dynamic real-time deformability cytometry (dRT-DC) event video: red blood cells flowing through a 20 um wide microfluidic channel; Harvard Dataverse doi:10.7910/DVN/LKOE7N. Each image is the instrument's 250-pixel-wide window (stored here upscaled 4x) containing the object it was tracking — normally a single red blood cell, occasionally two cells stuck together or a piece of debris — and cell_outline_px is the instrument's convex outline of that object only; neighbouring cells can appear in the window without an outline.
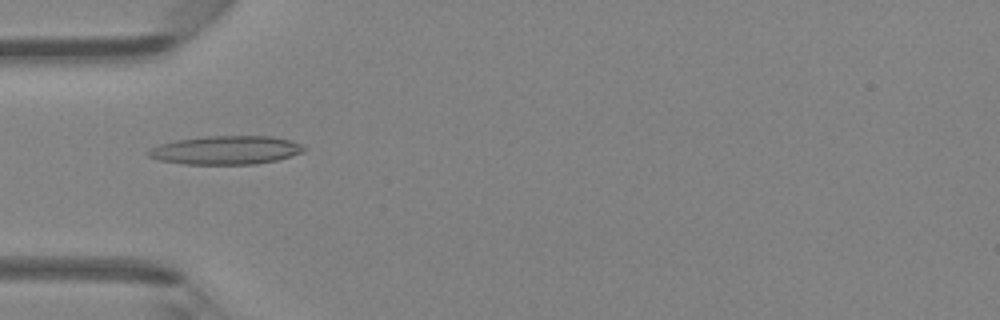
{"species": "Egyptian fruit bat (a non-hibernating species)", "species_latin": "Rousettus aegyptiacus", "temperature_condition": "room temperature", "stored_images_in_passage": 47, "camera_frame_rate_fps": 3000, "um_per_image_px": 0.085, "animal": {"sex": "female"}, "frame": {"image": 1, "passage_image": 15, "time_ms": 4.667, "image_size_px": [1000, 320], "cell_outline_px": [[304, 152], [276, 160], [256, 164], [184, 164], [160, 160], [148, 156], [144, 152], [148, 148], [160, 144], [176, 140], [204, 136], [272, 136], [288, 140], [300, 144], [304, 148]], "centroid_in_image_um": [19.14, 12.76], "position_along_channel_um": 65.9, "area_um2": 25.89}}
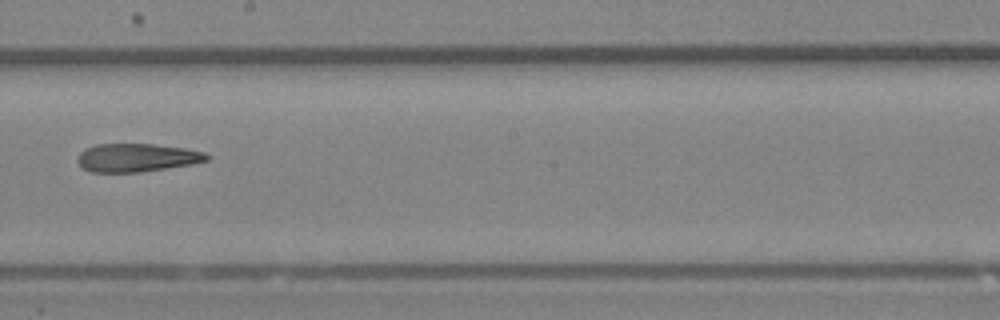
{"frame": {"image": 2, "passage_image": 27, "time_ms": 8.667, "image_size_px": [1000, 320], "cell_outline_px": [[212, 156], [208, 160], [192, 164], [140, 172], [88, 172], [80, 168], [76, 160], [80, 152], [84, 148], [96, 144], [156, 144], [184, 148], [204, 152]], "centroid_in_image_um": [11.58, 13.4], "position_along_channel_um": 236.6, "area_um2": 21.56}}
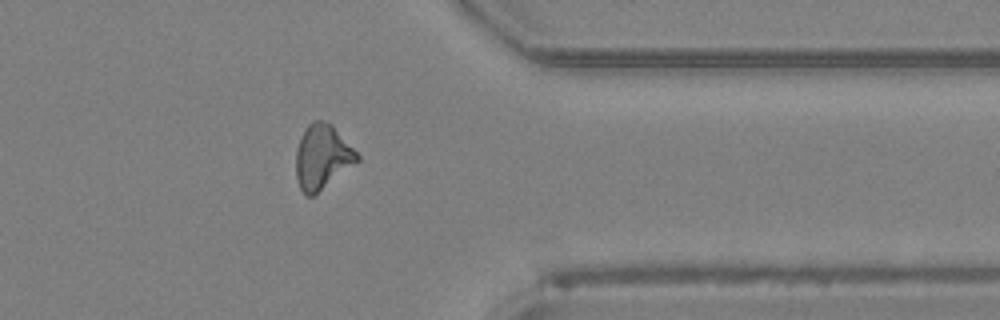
{"frame": {"image": 3, "passage_image": 38, "time_ms": 12.333, "image_size_px": [1000, 320], "cell_outline_px": [[360, 160], [312, 196], [304, 196], [300, 188], [296, 176], [296, 148], [300, 136], [308, 124], [312, 120], [324, 120], [332, 124], [360, 156]], "centroid_in_image_um": [27.37, 13.31], "position_along_channel_um": 384.0, "area_um2": 22.95}}